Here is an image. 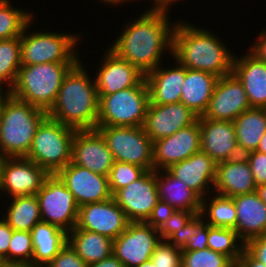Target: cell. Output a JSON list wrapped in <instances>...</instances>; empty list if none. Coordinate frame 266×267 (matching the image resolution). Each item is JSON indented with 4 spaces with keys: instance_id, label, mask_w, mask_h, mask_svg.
Masks as SVG:
<instances>
[{
    "instance_id": "44dd1931",
    "label": "cell",
    "mask_w": 266,
    "mask_h": 267,
    "mask_svg": "<svg viewBox=\"0 0 266 267\" xmlns=\"http://www.w3.org/2000/svg\"><path fill=\"white\" fill-rule=\"evenodd\" d=\"M200 129L201 151L217 164L242 156L233 121L211 120L200 116Z\"/></svg>"
},
{
    "instance_id": "c3c4849f",
    "label": "cell",
    "mask_w": 266,
    "mask_h": 267,
    "mask_svg": "<svg viewBox=\"0 0 266 267\" xmlns=\"http://www.w3.org/2000/svg\"><path fill=\"white\" fill-rule=\"evenodd\" d=\"M193 236V217L179 232H175L167 241L179 249H184L190 238Z\"/></svg>"
},
{
    "instance_id": "8fae6325",
    "label": "cell",
    "mask_w": 266,
    "mask_h": 267,
    "mask_svg": "<svg viewBox=\"0 0 266 267\" xmlns=\"http://www.w3.org/2000/svg\"><path fill=\"white\" fill-rule=\"evenodd\" d=\"M161 241L158 229L146 222H129L122 234L113 240V255L124 267H137L148 261Z\"/></svg>"
},
{
    "instance_id": "91938a15",
    "label": "cell",
    "mask_w": 266,
    "mask_h": 267,
    "mask_svg": "<svg viewBox=\"0 0 266 267\" xmlns=\"http://www.w3.org/2000/svg\"><path fill=\"white\" fill-rule=\"evenodd\" d=\"M137 267H157V266L151 261V259H149L148 261H145L144 263L140 264Z\"/></svg>"
},
{
    "instance_id": "680465c9",
    "label": "cell",
    "mask_w": 266,
    "mask_h": 267,
    "mask_svg": "<svg viewBox=\"0 0 266 267\" xmlns=\"http://www.w3.org/2000/svg\"><path fill=\"white\" fill-rule=\"evenodd\" d=\"M101 2H105L106 4H108V5H117L118 4V6H119V4L120 3H126V1H131V0H100ZM133 1V0H132Z\"/></svg>"
},
{
    "instance_id": "6da1fadb",
    "label": "cell",
    "mask_w": 266,
    "mask_h": 267,
    "mask_svg": "<svg viewBox=\"0 0 266 267\" xmlns=\"http://www.w3.org/2000/svg\"><path fill=\"white\" fill-rule=\"evenodd\" d=\"M168 12V9L149 8L133 21L130 18L109 49L147 75L163 63L166 51L173 54L176 23H169Z\"/></svg>"
},
{
    "instance_id": "ffe728a7",
    "label": "cell",
    "mask_w": 266,
    "mask_h": 267,
    "mask_svg": "<svg viewBox=\"0 0 266 267\" xmlns=\"http://www.w3.org/2000/svg\"><path fill=\"white\" fill-rule=\"evenodd\" d=\"M101 67L94 78L98 95H110L117 91L139 86L145 75L126 60L119 58L113 51L107 48Z\"/></svg>"
},
{
    "instance_id": "8d00e7d4",
    "label": "cell",
    "mask_w": 266,
    "mask_h": 267,
    "mask_svg": "<svg viewBox=\"0 0 266 267\" xmlns=\"http://www.w3.org/2000/svg\"><path fill=\"white\" fill-rule=\"evenodd\" d=\"M181 267H235V262L225 254L207 248L182 251Z\"/></svg>"
},
{
    "instance_id": "ac0fdd59",
    "label": "cell",
    "mask_w": 266,
    "mask_h": 267,
    "mask_svg": "<svg viewBox=\"0 0 266 267\" xmlns=\"http://www.w3.org/2000/svg\"><path fill=\"white\" fill-rule=\"evenodd\" d=\"M56 175L74 196L79 207L103 202L112 197L107 176L93 173L70 162Z\"/></svg>"
},
{
    "instance_id": "7dc6e473",
    "label": "cell",
    "mask_w": 266,
    "mask_h": 267,
    "mask_svg": "<svg viewBox=\"0 0 266 267\" xmlns=\"http://www.w3.org/2000/svg\"><path fill=\"white\" fill-rule=\"evenodd\" d=\"M0 218V262L8 263V251L13 229L2 217Z\"/></svg>"
},
{
    "instance_id": "bcb514c9",
    "label": "cell",
    "mask_w": 266,
    "mask_h": 267,
    "mask_svg": "<svg viewBox=\"0 0 266 267\" xmlns=\"http://www.w3.org/2000/svg\"><path fill=\"white\" fill-rule=\"evenodd\" d=\"M244 245L245 249L266 267V234L252 238Z\"/></svg>"
},
{
    "instance_id": "d6986e66",
    "label": "cell",
    "mask_w": 266,
    "mask_h": 267,
    "mask_svg": "<svg viewBox=\"0 0 266 267\" xmlns=\"http://www.w3.org/2000/svg\"><path fill=\"white\" fill-rule=\"evenodd\" d=\"M199 116L182 102L158 105L149 102L143 129L154 142L193 125Z\"/></svg>"
},
{
    "instance_id": "9c48e42d",
    "label": "cell",
    "mask_w": 266,
    "mask_h": 267,
    "mask_svg": "<svg viewBox=\"0 0 266 267\" xmlns=\"http://www.w3.org/2000/svg\"><path fill=\"white\" fill-rule=\"evenodd\" d=\"M111 151L114 161L153 168V141L146 134L143 126H97Z\"/></svg>"
},
{
    "instance_id": "60d3db41",
    "label": "cell",
    "mask_w": 266,
    "mask_h": 267,
    "mask_svg": "<svg viewBox=\"0 0 266 267\" xmlns=\"http://www.w3.org/2000/svg\"><path fill=\"white\" fill-rule=\"evenodd\" d=\"M202 215L193 216V236L182 251L204 250L208 248L209 225Z\"/></svg>"
},
{
    "instance_id": "1f68e13d",
    "label": "cell",
    "mask_w": 266,
    "mask_h": 267,
    "mask_svg": "<svg viewBox=\"0 0 266 267\" xmlns=\"http://www.w3.org/2000/svg\"><path fill=\"white\" fill-rule=\"evenodd\" d=\"M1 214L13 230L31 231L41 220L39 202L36 195L11 198L10 205Z\"/></svg>"
},
{
    "instance_id": "9a60e30c",
    "label": "cell",
    "mask_w": 266,
    "mask_h": 267,
    "mask_svg": "<svg viewBox=\"0 0 266 267\" xmlns=\"http://www.w3.org/2000/svg\"><path fill=\"white\" fill-rule=\"evenodd\" d=\"M129 222L125 212L111 197L103 202L79 207L78 220L74 229L95 232L114 240L124 232Z\"/></svg>"
},
{
    "instance_id": "f5cc1de1",
    "label": "cell",
    "mask_w": 266,
    "mask_h": 267,
    "mask_svg": "<svg viewBox=\"0 0 266 267\" xmlns=\"http://www.w3.org/2000/svg\"><path fill=\"white\" fill-rule=\"evenodd\" d=\"M151 1V0H150ZM151 9H170V0H153Z\"/></svg>"
},
{
    "instance_id": "7402d4cb",
    "label": "cell",
    "mask_w": 266,
    "mask_h": 267,
    "mask_svg": "<svg viewBox=\"0 0 266 267\" xmlns=\"http://www.w3.org/2000/svg\"><path fill=\"white\" fill-rule=\"evenodd\" d=\"M216 167L217 163L208 154L198 151L166 170L175 178L186 183L188 188L201 198H204L209 191L211 193L213 191L211 186L214 185Z\"/></svg>"
},
{
    "instance_id": "f35d334b",
    "label": "cell",
    "mask_w": 266,
    "mask_h": 267,
    "mask_svg": "<svg viewBox=\"0 0 266 267\" xmlns=\"http://www.w3.org/2000/svg\"><path fill=\"white\" fill-rule=\"evenodd\" d=\"M8 263L33 264V243L30 231L13 230L8 251Z\"/></svg>"
},
{
    "instance_id": "b9f144b4",
    "label": "cell",
    "mask_w": 266,
    "mask_h": 267,
    "mask_svg": "<svg viewBox=\"0 0 266 267\" xmlns=\"http://www.w3.org/2000/svg\"><path fill=\"white\" fill-rule=\"evenodd\" d=\"M194 215V212L175 210L172 216L158 229L161 240H167L175 232H179Z\"/></svg>"
},
{
    "instance_id": "816d5d0a",
    "label": "cell",
    "mask_w": 266,
    "mask_h": 267,
    "mask_svg": "<svg viewBox=\"0 0 266 267\" xmlns=\"http://www.w3.org/2000/svg\"><path fill=\"white\" fill-rule=\"evenodd\" d=\"M88 267H124L123 263L113 254L99 262L88 265Z\"/></svg>"
},
{
    "instance_id": "2e32d148",
    "label": "cell",
    "mask_w": 266,
    "mask_h": 267,
    "mask_svg": "<svg viewBox=\"0 0 266 267\" xmlns=\"http://www.w3.org/2000/svg\"><path fill=\"white\" fill-rule=\"evenodd\" d=\"M71 162L108 177L114 158L102 134L97 129H85L75 132Z\"/></svg>"
},
{
    "instance_id": "f1b7e54d",
    "label": "cell",
    "mask_w": 266,
    "mask_h": 267,
    "mask_svg": "<svg viewBox=\"0 0 266 267\" xmlns=\"http://www.w3.org/2000/svg\"><path fill=\"white\" fill-rule=\"evenodd\" d=\"M33 243V265L46 267L68 243V232L47 222H38L30 231Z\"/></svg>"
},
{
    "instance_id": "f907efd6",
    "label": "cell",
    "mask_w": 266,
    "mask_h": 267,
    "mask_svg": "<svg viewBox=\"0 0 266 267\" xmlns=\"http://www.w3.org/2000/svg\"><path fill=\"white\" fill-rule=\"evenodd\" d=\"M235 267H265L259 260L255 259L245 248L235 262Z\"/></svg>"
},
{
    "instance_id": "7c38bea8",
    "label": "cell",
    "mask_w": 266,
    "mask_h": 267,
    "mask_svg": "<svg viewBox=\"0 0 266 267\" xmlns=\"http://www.w3.org/2000/svg\"><path fill=\"white\" fill-rule=\"evenodd\" d=\"M50 174L25 157L5 158L0 179V192L8 197L36 195Z\"/></svg>"
},
{
    "instance_id": "94428289",
    "label": "cell",
    "mask_w": 266,
    "mask_h": 267,
    "mask_svg": "<svg viewBox=\"0 0 266 267\" xmlns=\"http://www.w3.org/2000/svg\"><path fill=\"white\" fill-rule=\"evenodd\" d=\"M5 158L6 157L0 152V179H1V169Z\"/></svg>"
},
{
    "instance_id": "11a10c76",
    "label": "cell",
    "mask_w": 266,
    "mask_h": 267,
    "mask_svg": "<svg viewBox=\"0 0 266 267\" xmlns=\"http://www.w3.org/2000/svg\"><path fill=\"white\" fill-rule=\"evenodd\" d=\"M256 192L258 193L262 202L266 205V183L258 185Z\"/></svg>"
},
{
    "instance_id": "cb8c5ba5",
    "label": "cell",
    "mask_w": 266,
    "mask_h": 267,
    "mask_svg": "<svg viewBox=\"0 0 266 267\" xmlns=\"http://www.w3.org/2000/svg\"><path fill=\"white\" fill-rule=\"evenodd\" d=\"M247 51L240 58L234 56L232 73L242 83L251 108H265L266 62Z\"/></svg>"
},
{
    "instance_id": "484cf974",
    "label": "cell",
    "mask_w": 266,
    "mask_h": 267,
    "mask_svg": "<svg viewBox=\"0 0 266 267\" xmlns=\"http://www.w3.org/2000/svg\"><path fill=\"white\" fill-rule=\"evenodd\" d=\"M237 211L235 231L244 242L266 234V205L255 191L233 197Z\"/></svg>"
},
{
    "instance_id": "83f0119b",
    "label": "cell",
    "mask_w": 266,
    "mask_h": 267,
    "mask_svg": "<svg viewBox=\"0 0 266 267\" xmlns=\"http://www.w3.org/2000/svg\"><path fill=\"white\" fill-rule=\"evenodd\" d=\"M156 185L159 200L167 202L175 210L200 213L202 198L167 170H156Z\"/></svg>"
},
{
    "instance_id": "5bb4252c",
    "label": "cell",
    "mask_w": 266,
    "mask_h": 267,
    "mask_svg": "<svg viewBox=\"0 0 266 267\" xmlns=\"http://www.w3.org/2000/svg\"><path fill=\"white\" fill-rule=\"evenodd\" d=\"M201 151L200 117L190 126L153 142V168L166 170Z\"/></svg>"
},
{
    "instance_id": "3957f363",
    "label": "cell",
    "mask_w": 266,
    "mask_h": 267,
    "mask_svg": "<svg viewBox=\"0 0 266 267\" xmlns=\"http://www.w3.org/2000/svg\"><path fill=\"white\" fill-rule=\"evenodd\" d=\"M92 78L79 60L65 75L47 116L76 130L96 129L99 97Z\"/></svg>"
},
{
    "instance_id": "277c9868",
    "label": "cell",
    "mask_w": 266,
    "mask_h": 267,
    "mask_svg": "<svg viewBox=\"0 0 266 267\" xmlns=\"http://www.w3.org/2000/svg\"><path fill=\"white\" fill-rule=\"evenodd\" d=\"M47 112L10 95L0 116V152L6 158L26 157Z\"/></svg>"
},
{
    "instance_id": "9f6ffc18",
    "label": "cell",
    "mask_w": 266,
    "mask_h": 267,
    "mask_svg": "<svg viewBox=\"0 0 266 267\" xmlns=\"http://www.w3.org/2000/svg\"><path fill=\"white\" fill-rule=\"evenodd\" d=\"M0 267H37L32 263H7L0 262Z\"/></svg>"
},
{
    "instance_id": "ba28073f",
    "label": "cell",
    "mask_w": 266,
    "mask_h": 267,
    "mask_svg": "<svg viewBox=\"0 0 266 267\" xmlns=\"http://www.w3.org/2000/svg\"><path fill=\"white\" fill-rule=\"evenodd\" d=\"M98 97L97 126H143L150 102L146 80L139 86Z\"/></svg>"
},
{
    "instance_id": "e575fe53",
    "label": "cell",
    "mask_w": 266,
    "mask_h": 267,
    "mask_svg": "<svg viewBox=\"0 0 266 267\" xmlns=\"http://www.w3.org/2000/svg\"><path fill=\"white\" fill-rule=\"evenodd\" d=\"M10 0H0V40L22 35L27 24L33 20L31 11L12 7Z\"/></svg>"
},
{
    "instance_id": "8992f818",
    "label": "cell",
    "mask_w": 266,
    "mask_h": 267,
    "mask_svg": "<svg viewBox=\"0 0 266 267\" xmlns=\"http://www.w3.org/2000/svg\"><path fill=\"white\" fill-rule=\"evenodd\" d=\"M76 129L46 116L38 125L25 158L56 174L71 162L72 141Z\"/></svg>"
},
{
    "instance_id": "4fadbf2b",
    "label": "cell",
    "mask_w": 266,
    "mask_h": 267,
    "mask_svg": "<svg viewBox=\"0 0 266 267\" xmlns=\"http://www.w3.org/2000/svg\"><path fill=\"white\" fill-rule=\"evenodd\" d=\"M112 197L130 222H145L159 201L156 171H147L140 179L117 190Z\"/></svg>"
},
{
    "instance_id": "d6a6232c",
    "label": "cell",
    "mask_w": 266,
    "mask_h": 267,
    "mask_svg": "<svg viewBox=\"0 0 266 267\" xmlns=\"http://www.w3.org/2000/svg\"><path fill=\"white\" fill-rule=\"evenodd\" d=\"M206 197L209 198V200L205 197L202 198L200 211L202 217L206 220L208 219L206 223L212 227H221L235 230L237 222V211L233 202V198L220 195L218 193H216L212 197Z\"/></svg>"
},
{
    "instance_id": "e0dca14e",
    "label": "cell",
    "mask_w": 266,
    "mask_h": 267,
    "mask_svg": "<svg viewBox=\"0 0 266 267\" xmlns=\"http://www.w3.org/2000/svg\"><path fill=\"white\" fill-rule=\"evenodd\" d=\"M251 109L245 89L232 73L219 77L204 118L234 121L242 112Z\"/></svg>"
},
{
    "instance_id": "74e56055",
    "label": "cell",
    "mask_w": 266,
    "mask_h": 267,
    "mask_svg": "<svg viewBox=\"0 0 266 267\" xmlns=\"http://www.w3.org/2000/svg\"><path fill=\"white\" fill-rule=\"evenodd\" d=\"M147 170L143 167L114 161L108 176L110 192L113 195L117 190L129 185L140 179Z\"/></svg>"
},
{
    "instance_id": "f546056e",
    "label": "cell",
    "mask_w": 266,
    "mask_h": 267,
    "mask_svg": "<svg viewBox=\"0 0 266 267\" xmlns=\"http://www.w3.org/2000/svg\"><path fill=\"white\" fill-rule=\"evenodd\" d=\"M233 122L241 155L256 151L266 132V109L251 108L242 112Z\"/></svg>"
},
{
    "instance_id": "7a4b0ae2",
    "label": "cell",
    "mask_w": 266,
    "mask_h": 267,
    "mask_svg": "<svg viewBox=\"0 0 266 267\" xmlns=\"http://www.w3.org/2000/svg\"><path fill=\"white\" fill-rule=\"evenodd\" d=\"M207 30L177 20L171 56L185 68L210 72L218 77L232 74L235 54L214 32Z\"/></svg>"
},
{
    "instance_id": "6f0895ef",
    "label": "cell",
    "mask_w": 266,
    "mask_h": 267,
    "mask_svg": "<svg viewBox=\"0 0 266 267\" xmlns=\"http://www.w3.org/2000/svg\"><path fill=\"white\" fill-rule=\"evenodd\" d=\"M257 151L266 154V132L264 133L259 142Z\"/></svg>"
},
{
    "instance_id": "5b68a950",
    "label": "cell",
    "mask_w": 266,
    "mask_h": 267,
    "mask_svg": "<svg viewBox=\"0 0 266 267\" xmlns=\"http://www.w3.org/2000/svg\"><path fill=\"white\" fill-rule=\"evenodd\" d=\"M75 64L21 65L10 94L48 112L56 101L65 75Z\"/></svg>"
},
{
    "instance_id": "52a82bcc",
    "label": "cell",
    "mask_w": 266,
    "mask_h": 267,
    "mask_svg": "<svg viewBox=\"0 0 266 267\" xmlns=\"http://www.w3.org/2000/svg\"><path fill=\"white\" fill-rule=\"evenodd\" d=\"M27 24L21 35V65L43 63H77L81 56L74 49L81 43L80 35L60 32H30ZM79 41V42H78Z\"/></svg>"
},
{
    "instance_id": "4316f807",
    "label": "cell",
    "mask_w": 266,
    "mask_h": 267,
    "mask_svg": "<svg viewBox=\"0 0 266 267\" xmlns=\"http://www.w3.org/2000/svg\"><path fill=\"white\" fill-rule=\"evenodd\" d=\"M218 78L210 72L185 68V80L182 84L180 102L199 117L203 116L208 108Z\"/></svg>"
},
{
    "instance_id": "681fc988",
    "label": "cell",
    "mask_w": 266,
    "mask_h": 267,
    "mask_svg": "<svg viewBox=\"0 0 266 267\" xmlns=\"http://www.w3.org/2000/svg\"><path fill=\"white\" fill-rule=\"evenodd\" d=\"M259 36H257V41L254 45L250 44L249 50L255 54L260 60L266 62V30L260 31Z\"/></svg>"
},
{
    "instance_id": "ee69618b",
    "label": "cell",
    "mask_w": 266,
    "mask_h": 267,
    "mask_svg": "<svg viewBox=\"0 0 266 267\" xmlns=\"http://www.w3.org/2000/svg\"><path fill=\"white\" fill-rule=\"evenodd\" d=\"M250 165L255 185L266 183V154L256 151L244 155Z\"/></svg>"
},
{
    "instance_id": "30bf717a",
    "label": "cell",
    "mask_w": 266,
    "mask_h": 267,
    "mask_svg": "<svg viewBox=\"0 0 266 267\" xmlns=\"http://www.w3.org/2000/svg\"><path fill=\"white\" fill-rule=\"evenodd\" d=\"M41 220L68 233L76 227L79 206L56 174H50L36 193Z\"/></svg>"
},
{
    "instance_id": "db71d44e",
    "label": "cell",
    "mask_w": 266,
    "mask_h": 267,
    "mask_svg": "<svg viewBox=\"0 0 266 267\" xmlns=\"http://www.w3.org/2000/svg\"><path fill=\"white\" fill-rule=\"evenodd\" d=\"M5 90V91H4ZM7 90V91H6ZM10 90H8L7 88L4 89V88H0V116H1V113H2V109H3V106L6 102V99L10 96Z\"/></svg>"
},
{
    "instance_id": "d4e9b609",
    "label": "cell",
    "mask_w": 266,
    "mask_h": 267,
    "mask_svg": "<svg viewBox=\"0 0 266 267\" xmlns=\"http://www.w3.org/2000/svg\"><path fill=\"white\" fill-rule=\"evenodd\" d=\"M176 66L162 68L160 64L145 75L149 89L150 103L165 105L181 101L182 84L185 80V67L175 60Z\"/></svg>"
},
{
    "instance_id": "7bdbcfd3",
    "label": "cell",
    "mask_w": 266,
    "mask_h": 267,
    "mask_svg": "<svg viewBox=\"0 0 266 267\" xmlns=\"http://www.w3.org/2000/svg\"><path fill=\"white\" fill-rule=\"evenodd\" d=\"M46 267H88L67 243Z\"/></svg>"
},
{
    "instance_id": "836d02e7",
    "label": "cell",
    "mask_w": 266,
    "mask_h": 267,
    "mask_svg": "<svg viewBox=\"0 0 266 267\" xmlns=\"http://www.w3.org/2000/svg\"><path fill=\"white\" fill-rule=\"evenodd\" d=\"M21 36L0 40V88L10 90L21 67Z\"/></svg>"
},
{
    "instance_id": "ab89813d",
    "label": "cell",
    "mask_w": 266,
    "mask_h": 267,
    "mask_svg": "<svg viewBox=\"0 0 266 267\" xmlns=\"http://www.w3.org/2000/svg\"><path fill=\"white\" fill-rule=\"evenodd\" d=\"M150 259L157 267H181L182 249L161 240Z\"/></svg>"
},
{
    "instance_id": "f6af8a7d",
    "label": "cell",
    "mask_w": 266,
    "mask_h": 267,
    "mask_svg": "<svg viewBox=\"0 0 266 267\" xmlns=\"http://www.w3.org/2000/svg\"><path fill=\"white\" fill-rule=\"evenodd\" d=\"M174 212L175 209L172 206H170L167 202L159 200L145 222L155 229H159Z\"/></svg>"
},
{
    "instance_id": "603a6c76",
    "label": "cell",
    "mask_w": 266,
    "mask_h": 267,
    "mask_svg": "<svg viewBox=\"0 0 266 267\" xmlns=\"http://www.w3.org/2000/svg\"><path fill=\"white\" fill-rule=\"evenodd\" d=\"M253 174L244 155L217 164L213 193L236 197L256 191Z\"/></svg>"
},
{
    "instance_id": "4dcf8cb0",
    "label": "cell",
    "mask_w": 266,
    "mask_h": 267,
    "mask_svg": "<svg viewBox=\"0 0 266 267\" xmlns=\"http://www.w3.org/2000/svg\"><path fill=\"white\" fill-rule=\"evenodd\" d=\"M68 244L87 265L99 262L113 253L112 239L87 230H71L68 233Z\"/></svg>"
},
{
    "instance_id": "6125c7cd",
    "label": "cell",
    "mask_w": 266,
    "mask_h": 267,
    "mask_svg": "<svg viewBox=\"0 0 266 267\" xmlns=\"http://www.w3.org/2000/svg\"><path fill=\"white\" fill-rule=\"evenodd\" d=\"M178 2V0H170V7H172L171 5H172V3H174L175 4V2Z\"/></svg>"
},
{
    "instance_id": "d590c367",
    "label": "cell",
    "mask_w": 266,
    "mask_h": 267,
    "mask_svg": "<svg viewBox=\"0 0 266 267\" xmlns=\"http://www.w3.org/2000/svg\"><path fill=\"white\" fill-rule=\"evenodd\" d=\"M208 248L225 254L236 262L242 254L245 245L235 230L209 225Z\"/></svg>"
}]
</instances>
